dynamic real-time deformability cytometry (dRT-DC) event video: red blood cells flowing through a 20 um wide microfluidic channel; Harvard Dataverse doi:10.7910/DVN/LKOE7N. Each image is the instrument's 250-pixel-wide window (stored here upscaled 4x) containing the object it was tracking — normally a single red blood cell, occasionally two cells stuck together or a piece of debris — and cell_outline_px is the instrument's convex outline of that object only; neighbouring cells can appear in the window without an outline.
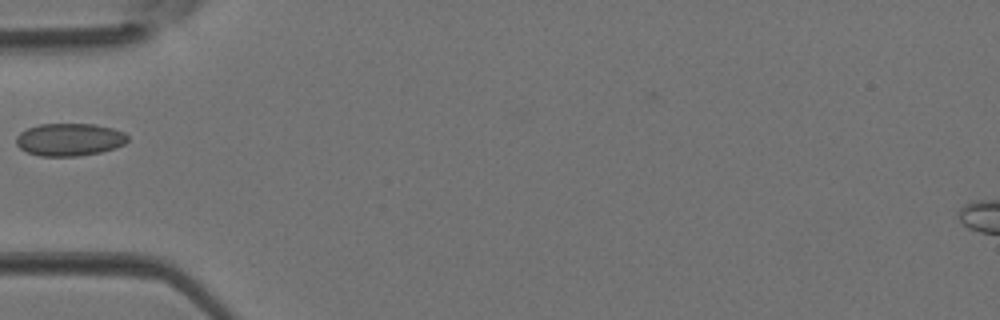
{"species": "Egyptian fruit bat (a non-hibernating species)", "species_latin": "Rousettus aegyptiacus", "temperature_condition": "room temperature", "stored_images_in_passage": 2, "camera_frame_rate_fps": 3000, "um_per_image_px": 0.085, "animal": {"sex": "female"}, "frame": {"image": 1, "passage_image": 2, "time_ms": 0.333, "image_size_px": [1000, 320], "cell_outline_px": [[128, 140], [124, 144], [116, 148], [100, 152], [80, 156], [40, 156], [28, 152], [20, 148], [16, 144], [16, 136], [20, 132], [28, 128], [40, 124], [92, 124], [112, 128], [124, 132], [128, 136]], "centroid_in_image_um": [5.91, 11.86], "position_along_channel_um": 79.1, "area_um2": 21.21}}